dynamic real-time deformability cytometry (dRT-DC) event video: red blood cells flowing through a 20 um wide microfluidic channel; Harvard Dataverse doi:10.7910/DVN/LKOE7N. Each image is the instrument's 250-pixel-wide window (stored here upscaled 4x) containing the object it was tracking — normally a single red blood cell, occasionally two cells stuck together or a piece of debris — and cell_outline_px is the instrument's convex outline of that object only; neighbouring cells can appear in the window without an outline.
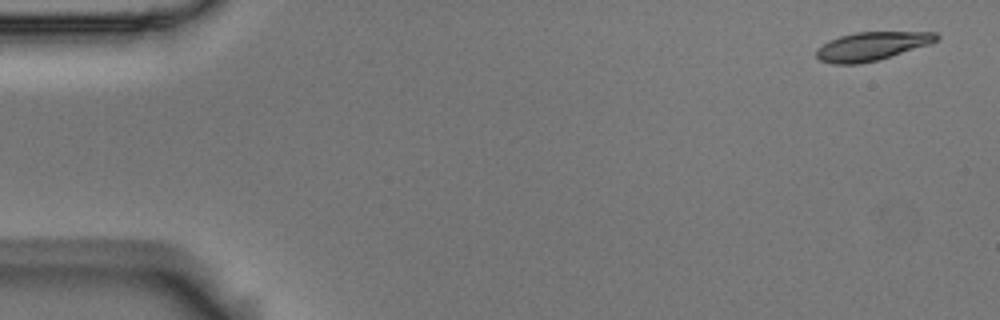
{"species": "Egyptian fruit bat (a non-hibernating species)", "species_latin": "Rousettus aegyptiacus", "temperature_condition": "room temperature", "stored_images_in_passage": 5, "camera_frame_rate_fps": 3000, "um_per_image_px": 0.085, "animal": {"sex": "male"}, "frame": {"image": 1, "passage_image": 1, "time_ms": 0.0, "image_size_px": [1000, 320], "cell_outline_px": [[940, 36], [936, 40], [928, 44], [876, 60], [860, 64], [832, 64], [820, 60], [816, 56], [816, 48], [828, 40], [840, 36], [856, 32], [936, 32]], "centroid_in_image_um": [74.02, 3.92], "position_along_channel_um": 11.0, "area_um2": 19.71}}
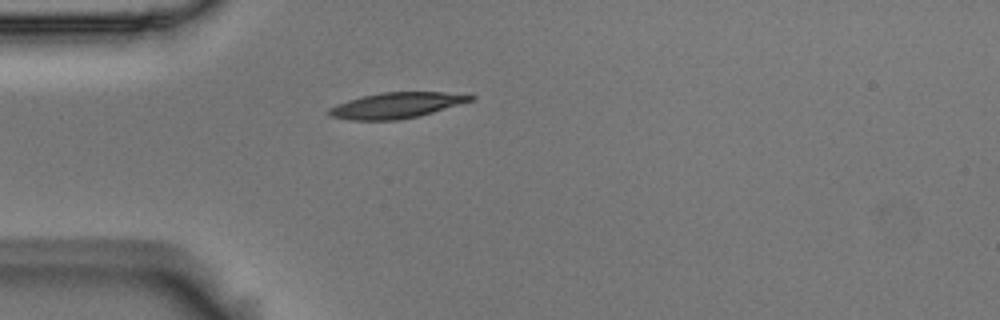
{"frame": {"image": 2, "passage_image": 4, "time_ms": 1.0, "image_size_px": [1000, 320], "cell_outline_px": [[476, 100], [432, 112], [416, 116], [396, 120], [352, 120], [332, 116], [328, 112], [328, 108], [336, 104], [348, 100], [364, 96], [384, 92], [444, 92], [476, 96]], "centroid_in_image_um": [33.72, 8.95], "position_along_channel_um": 51.3, "area_um2": 20.92}}